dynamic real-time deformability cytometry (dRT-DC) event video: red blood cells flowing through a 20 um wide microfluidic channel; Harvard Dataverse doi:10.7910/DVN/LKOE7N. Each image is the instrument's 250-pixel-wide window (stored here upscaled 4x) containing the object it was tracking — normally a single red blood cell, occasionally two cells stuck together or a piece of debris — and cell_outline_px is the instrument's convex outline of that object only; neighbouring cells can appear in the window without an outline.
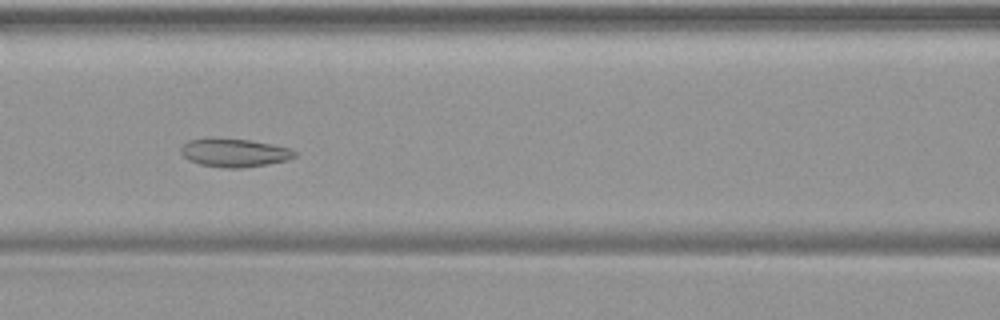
{"species": "common noctule bat (a hibernating species)", "species_latin": "Nyctalus noctula", "temperature_condition": "warm", "stored_images_in_passage": 39, "camera_frame_rate_fps": 3000, "um_per_image_px": 0.085, "animal": {"sex": "female", "body_mass_g": 19.9}, "frame": {"image": 1, "passage_image": 10, "time_ms": 3.0, "image_size_px": [1000, 320], "cell_outline_px": [[296, 156], [288, 160], [240, 168], [224, 168], [200, 164], [188, 160], [180, 152], [180, 148], [188, 140], [252, 140], [292, 148], [296, 152]], "centroid_in_image_um": [19.96, 13.01], "position_along_channel_um": 146.6, "area_um2": 18.26}}
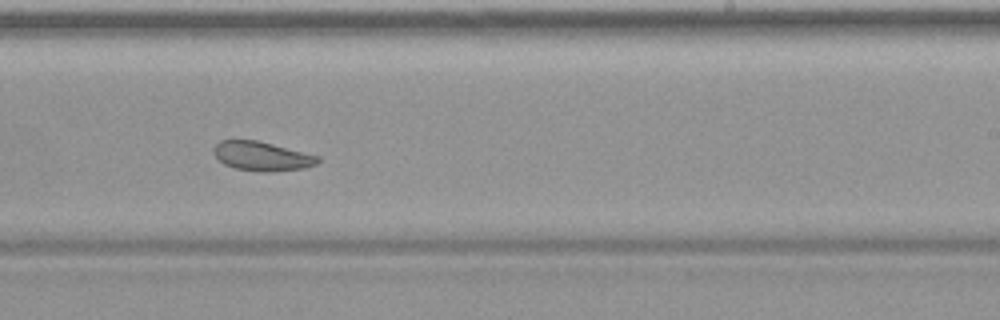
{"frame": {"image": 2, "passage_image": 19, "time_ms": 6.0, "image_size_px": [1000, 320], "cell_outline_px": [[320, 160], [316, 164], [304, 168], [272, 172], [264, 172], [236, 168], [224, 164], [212, 152], [212, 148], [220, 140], [256, 140], [320, 156]], "centroid_in_image_um": [22.26, 13.27], "position_along_channel_um": 266.7, "area_um2": 17.63}}
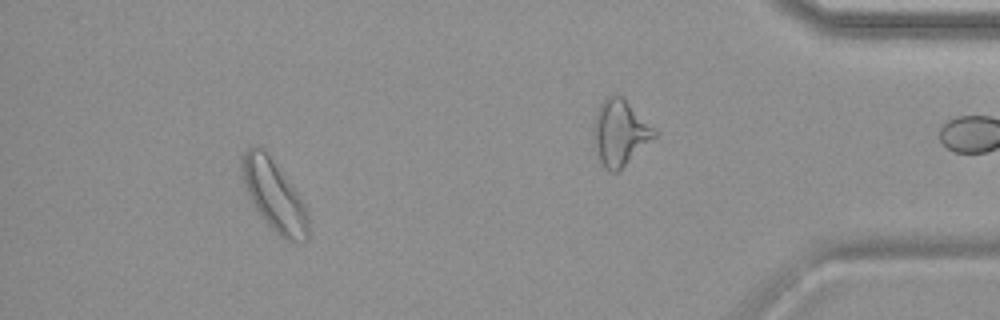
{"frame": {"image": 3, "passage_image": 34, "time_ms": 11.0, "image_size_px": [1000, 320], "cell_outline_px": [[308, 236], [304, 244], [296, 244], [284, 240], [260, 216], [252, 204], [244, 188], [240, 176], [240, 156], [248, 148], [256, 144], [260, 144], [264, 148], [308, 208]], "centroid_in_image_um": [23.26, 16.62], "position_along_channel_um": 411.9, "area_um2": 28.09}}